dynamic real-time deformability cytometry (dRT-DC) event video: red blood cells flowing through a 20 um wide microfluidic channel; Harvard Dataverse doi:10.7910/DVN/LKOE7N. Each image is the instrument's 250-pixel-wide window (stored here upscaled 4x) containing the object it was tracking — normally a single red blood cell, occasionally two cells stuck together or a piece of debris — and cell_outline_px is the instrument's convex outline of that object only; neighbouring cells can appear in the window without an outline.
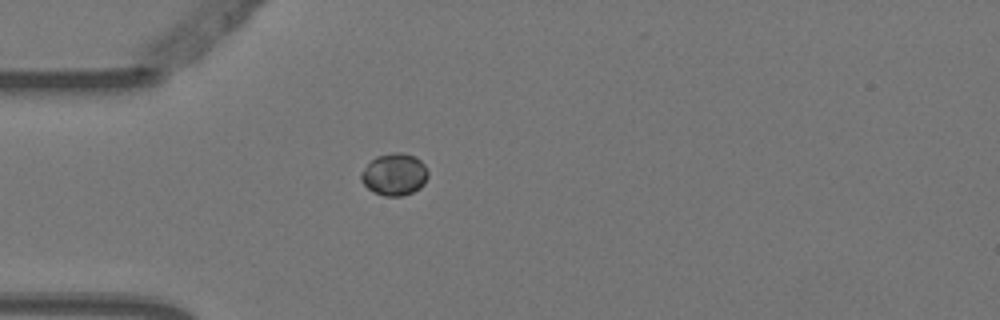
{"species": "Egyptian fruit bat (a non-hibernating species)", "species_latin": "Rousettus aegyptiacus", "temperature_condition": "warm", "stored_images_in_passage": 1, "camera_frame_rate_fps": 3000, "um_per_image_px": 0.085, "animal": {"sex": "female"}, "frame": {"image": 1, "passage_image": 1, "time_ms": 0.0, "image_size_px": [1000, 320], "cell_outline_px": [[428, 176], [424, 184], [420, 188], [412, 192], [400, 196], [384, 196], [372, 192], [360, 180], [360, 172], [376, 156], [392, 152], [400, 152], [416, 156], [424, 164], [428, 172]], "centroid_in_image_um": [33.52, 14.82], "position_along_channel_um": 51.5, "area_um2": 16.53}}